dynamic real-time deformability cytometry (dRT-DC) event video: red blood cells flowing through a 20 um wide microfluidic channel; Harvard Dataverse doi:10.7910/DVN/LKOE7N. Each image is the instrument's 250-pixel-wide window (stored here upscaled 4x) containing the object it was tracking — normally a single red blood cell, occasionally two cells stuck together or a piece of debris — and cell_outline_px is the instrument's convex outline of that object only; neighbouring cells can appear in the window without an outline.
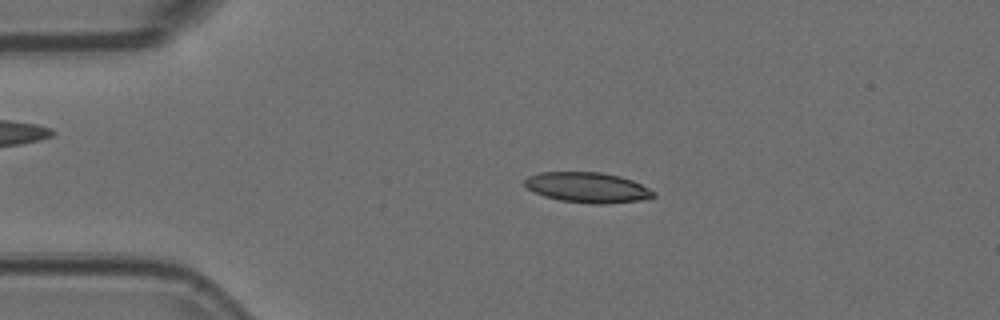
{"species": "Egyptian fruit bat (a non-hibernating species)", "species_latin": "Rousettus aegyptiacus", "temperature_condition": "room temperature", "stored_images_in_passage": 31, "camera_frame_rate_fps": 3000, "um_per_image_px": 0.085, "animal": {"sex": "female"}, "frame": {"image": 1, "passage_image": 9, "time_ms": 2.667, "image_size_px": [1000, 320], "cell_outline_px": [[656, 196], [640, 200], [604, 204], [592, 204], [560, 200], [544, 196], [528, 188], [524, 184], [524, 180], [528, 176], [540, 172], [600, 172], [620, 176], [632, 180], [656, 192]], "centroid_in_image_um": [49.94, 15.93], "position_along_channel_um": 35.1, "area_um2": 22.66}}
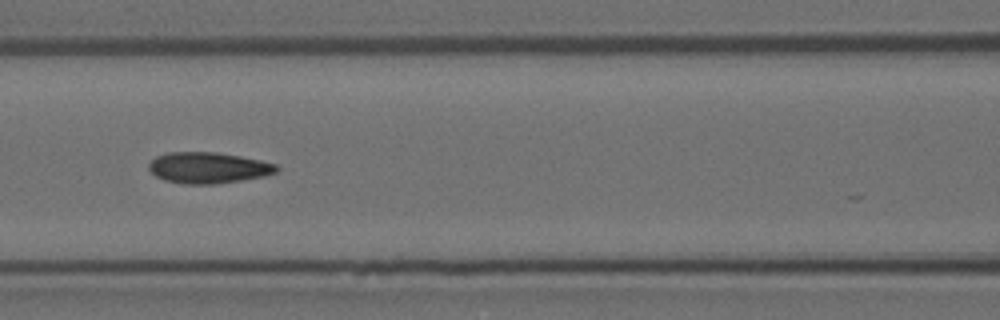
{"frame": {"image": 2, "passage_image": 21, "time_ms": 6.667, "image_size_px": [1000, 320], "cell_outline_px": [[280, 168], [276, 172], [264, 176], [216, 184], [184, 184], [164, 180], [156, 176], [148, 168], [148, 164], [156, 156], [168, 152], [216, 152], [240, 156], [260, 160], [276, 164]], "centroid_in_image_um": [17.69, 14.26], "position_along_channel_um": 148.9, "area_um2": 23.12}}
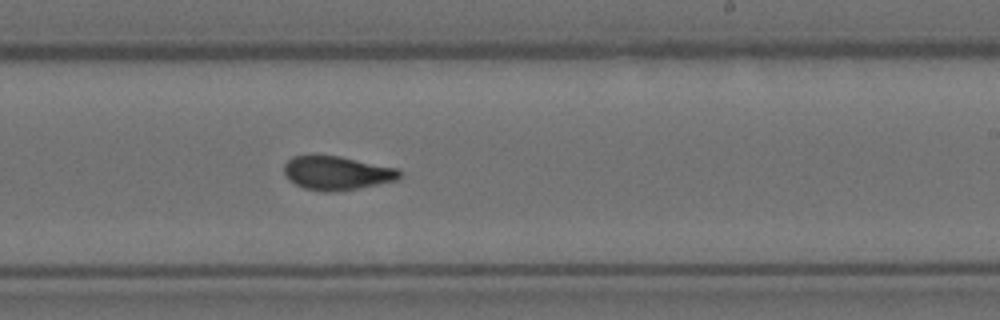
{"frame": {"image": 3, "passage_image": 30, "time_ms": 9.667, "image_size_px": [1000, 320], "cell_outline_px": [[404, 172], [396, 180], [356, 188], [332, 192], [324, 192], [304, 188], [288, 180], [284, 176], [284, 164], [292, 156], [340, 156], [400, 168]], "centroid_in_image_um": [28.64, 14.7], "position_along_channel_um": 260.4, "area_um2": 22.77}}